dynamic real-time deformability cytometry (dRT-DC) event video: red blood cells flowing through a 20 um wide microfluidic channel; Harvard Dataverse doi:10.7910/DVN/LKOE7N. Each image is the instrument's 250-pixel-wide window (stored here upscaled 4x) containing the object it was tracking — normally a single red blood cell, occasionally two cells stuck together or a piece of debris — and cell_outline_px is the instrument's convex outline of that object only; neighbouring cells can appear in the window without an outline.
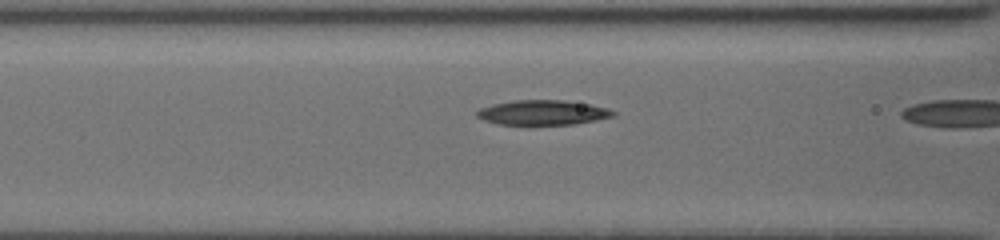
{"species": "common noctule bat (a hibernating species)", "species_latin": "Nyctalus noctula", "temperature_condition": "cold", "stored_images_in_passage": 6, "camera_frame_rate_fps": 3000, "um_per_image_px": 0.085, "animal": {"sex": "female", "body_mass_g": 19.5, "forearm_length_mm": 54.1}, "frame": {"image": 1, "passage_image": 5, "time_ms": 1.333, "image_size_px": [1000, 240], "cell_outline_px": [[616, 112], [612, 116], [572, 124], [500, 124], [484, 120], [476, 116], [476, 112], [480, 108], [492, 104], [516, 100], [564, 100], [588, 104], [604, 108]], "centroid_in_image_um": [46.05, 9.55], "position_along_channel_um": 120.5, "area_um2": 19.19}}